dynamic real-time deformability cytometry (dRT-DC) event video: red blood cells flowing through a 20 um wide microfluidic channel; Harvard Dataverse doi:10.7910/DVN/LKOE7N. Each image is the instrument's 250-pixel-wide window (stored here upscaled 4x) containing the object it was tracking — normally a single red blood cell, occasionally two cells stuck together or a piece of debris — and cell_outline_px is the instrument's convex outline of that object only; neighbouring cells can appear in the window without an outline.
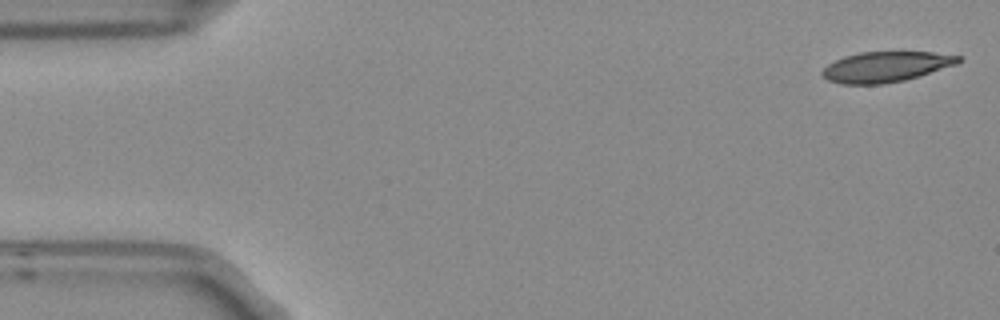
{"species": "Egyptian fruit bat (a non-hibernating species)", "species_latin": "Rousettus aegyptiacus", "temperature_condition": "room temperature", "stored_images_in_passage": 8, "camera_frame_rate_fps": 3000, "um_per_image_px": 0.085, "frame": {"image": 1, "passage_image": 1, "time_ms": 0.0, "image_size_px": [1000, 320], "cell_outline_px": [[964, 60], [956, 64], [920, 76], [904, 80], [880, 84], [840, 84], [828, 80], [820, 72], [828, 64], [844, 56], [860, 52], [932, 52], [960, 56]], "centroid_in_image_um": [75.3, 5.67], "position_along_channel_um": 9.7, "area_um2": 24.04}}
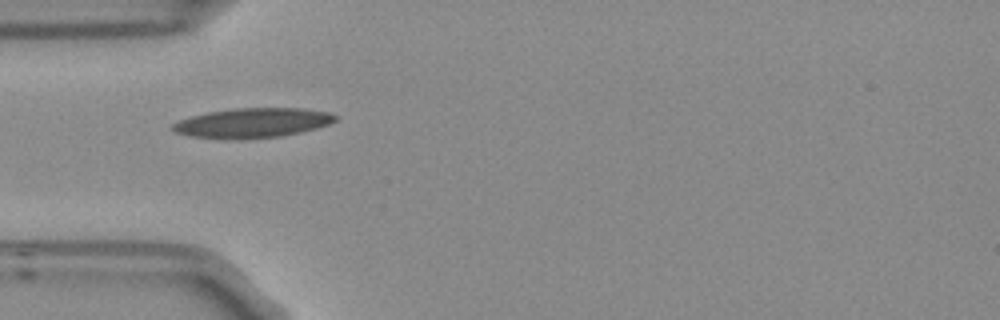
{"frame": {"image": 2, "passage_image": 5, "time_ms": 1.333, "image_size_px": [1000, 320], "cell_outline_px": [[340, 116], [336, 120], [328, 124], [316, 128], [300, 132], [280, 136], [240, 140], [228, 140], [192, 136], [176, 132], [172, 128], [172, 124], [180, 120], [192, 116], [208, 112], [232, 108], [304, 108], [328, 112]], "centroid_in_image_um": [21.48, 10.45], "position_along_channel_um": 63.5, "area_um2": 28.26}}